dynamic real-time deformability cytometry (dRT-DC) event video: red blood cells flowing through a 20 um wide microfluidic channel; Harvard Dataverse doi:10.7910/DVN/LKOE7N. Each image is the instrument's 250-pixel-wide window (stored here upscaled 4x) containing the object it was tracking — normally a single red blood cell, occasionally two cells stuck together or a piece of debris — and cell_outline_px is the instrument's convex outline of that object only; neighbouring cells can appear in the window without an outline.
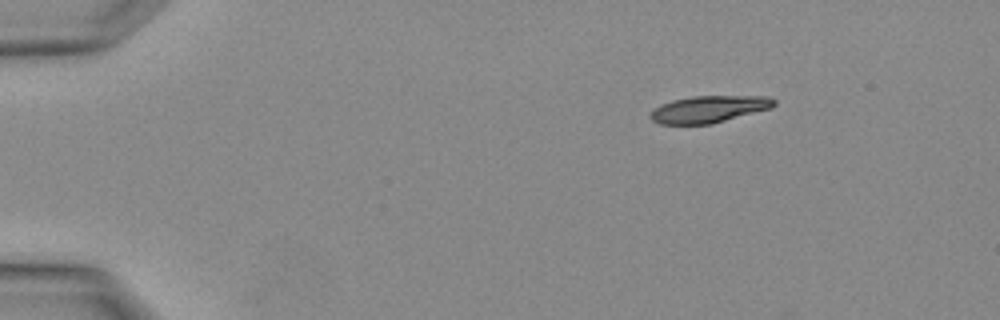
{"species": "Egyptian fruit bat (a non-hibernating species)", "species_latin": "Rousettus aegyptiacus", "temperature_condition": "warm", "stored_images_in_passage": 2, "camera_frame_rate_fps": 3000, "um_per_image_px": 0.085, "animal": {"sex": "female"}, "frame": {"image": 1, "passage_image": 1, "time_ms": 0.0, "image_size_px": [1000, 320], "cell_outline_px": [[776, 104], [772, 108], [712, 124], [660, 124], [652, 120], [648, 116], [652, 108], [660, 104], [672, 100], [692, 96], [768, 96], [776, 100]], "centroid_in_image_um": [60.24, 9.28], "position_along_channel_um": 24.8, "area_um2": 19.65}}